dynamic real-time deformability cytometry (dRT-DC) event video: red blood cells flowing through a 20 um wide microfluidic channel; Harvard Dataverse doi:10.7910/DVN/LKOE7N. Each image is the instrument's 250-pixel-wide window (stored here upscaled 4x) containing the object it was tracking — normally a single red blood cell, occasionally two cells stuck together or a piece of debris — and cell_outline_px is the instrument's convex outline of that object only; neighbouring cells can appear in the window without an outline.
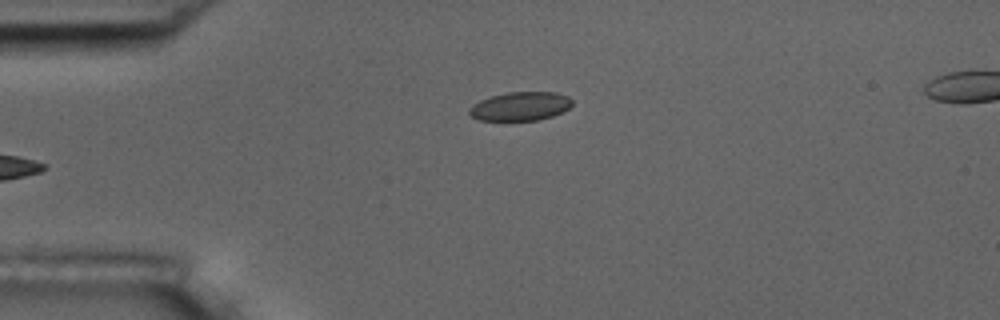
{"species": "common noctule bat (a hibernating species)", "species_latin": "Nyctalus noctula", "temperature_condition": "room temperature", "stored_images_in_passage": 6, "camera_frame_rate_fps": 3000, "um_per_image_px": 0.085, "animal": {"sex": "male", "body_mass_g": 17.5, "forearm_length_mm": 52.3}, "frame": {"image": 1, "passage_image": 6, "time_ms": 5.667, "image_size_px": [1000, 320], "cell_outline_px": [[572, 104], [564, 112], [552, 116], [536, 120], [480, 120], [472, 116], [468, 112], [468, 108], [472, 104], [480, 100], [492, 96], [508, 92], [556, 92], [568, 96], [572, 100]], "centroid_in_image_um": [44.23, 9.03], "position_along_channel_um": 40.8, "area_um2": 17.22}}